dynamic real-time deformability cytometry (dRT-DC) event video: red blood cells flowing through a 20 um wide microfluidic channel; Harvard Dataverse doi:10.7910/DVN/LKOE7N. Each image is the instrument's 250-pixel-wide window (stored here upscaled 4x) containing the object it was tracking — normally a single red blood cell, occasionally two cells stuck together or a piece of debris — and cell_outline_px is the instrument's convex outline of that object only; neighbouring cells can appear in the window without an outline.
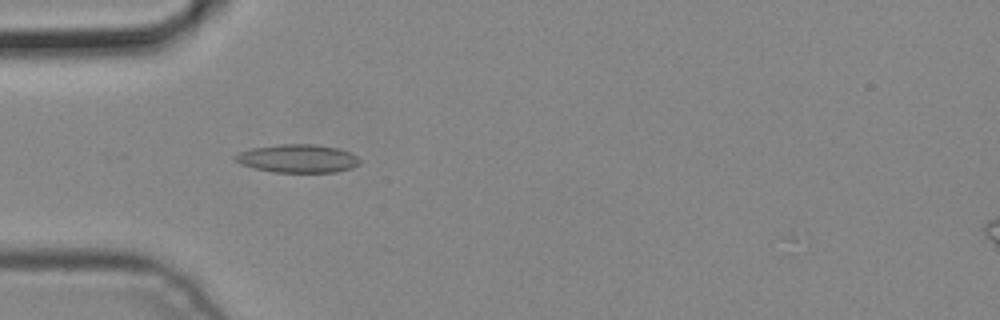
{"species": "common noctule bat (a hibernating species)", "species_latin": "Nyctalus noctula", "temperature_condition": "cold", "stored_images_in_passage": 6, "camera_frame_rate_fps": 3000, "um_per_image_px": 0.085, "animal": {"sex": "male", "body_mass_g": 19.2, "forearm_length_mm": 51.8}, "frame": {"image": 1, "passage_image": 4, "time_ms": 1.0, "image_size_px": [1000, 320], "cell_outline_px": [[360, 164], [352, 168], [336, 172], [276, 172], [256, 168], [240, 164], [232, 156], [240, 152], [252, 148], [280, 144], [312, 144], [336, 148], [348, 152], [356, 156], [360, 160]], "centroid_in_image_um": [25.31, 13.47], "position_along_channel_um": 59.7, "area_um2": 20.29}}
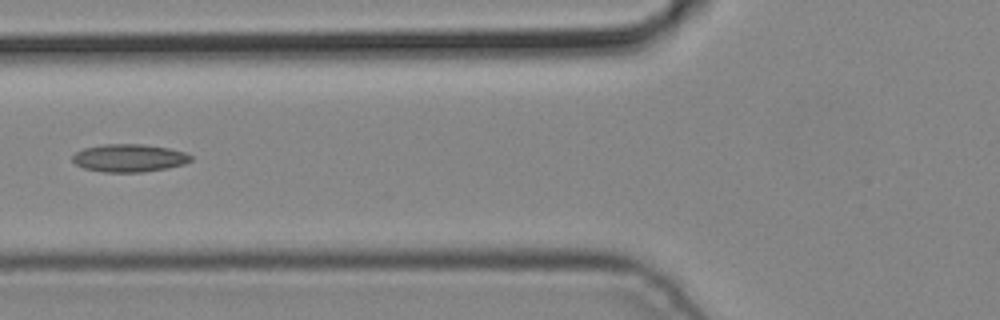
{"frame": {"image": 2, "passage_image": 5, "time_ms": 1.333, "image_size_px": [1000, 320], "cell_outline_px": [[192, 160], [184, 164], [168, 168], [140, 172], [104, 172], [84, 168], [76, 164], [72, 160], [72, 156], [76, 152], [84, 148], [104, 144], [144, 144], [168, 148], [184, 152], [192, 156]], "centroid_in_image_um": [10.98, 13.43], "position_along_channel_um": 114.8, "area_um2": 19.13}}
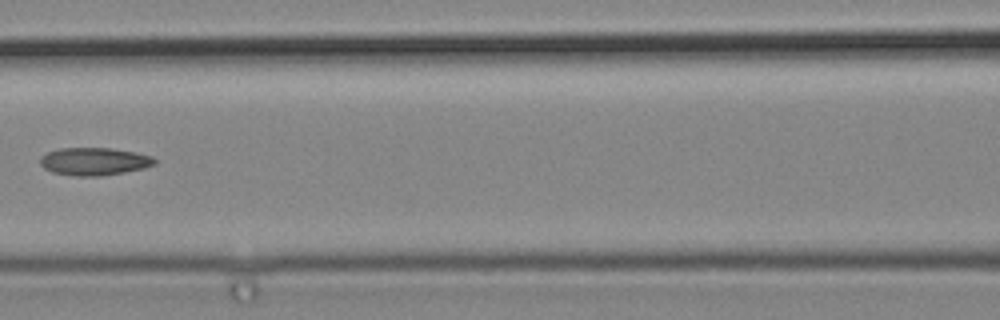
{"frame": {"image": 3, "passage_image": 6, "time_ms": 1.667, "image_size_px": [1000, 320], "cell_outline_px": [[156, 164], [144, 168], [124, 172], [100, 176], [76, 176], [52, 172], [44, 168], [40, 164], [40, 156], [48, 152], [60, 148], [112, 148], [136, 152], [152, 156], [156, 160]], "centroid_in_image_um": [8.01, 13.72], "position_along_channel_um": 158.6, "area_um2": 18.55}}